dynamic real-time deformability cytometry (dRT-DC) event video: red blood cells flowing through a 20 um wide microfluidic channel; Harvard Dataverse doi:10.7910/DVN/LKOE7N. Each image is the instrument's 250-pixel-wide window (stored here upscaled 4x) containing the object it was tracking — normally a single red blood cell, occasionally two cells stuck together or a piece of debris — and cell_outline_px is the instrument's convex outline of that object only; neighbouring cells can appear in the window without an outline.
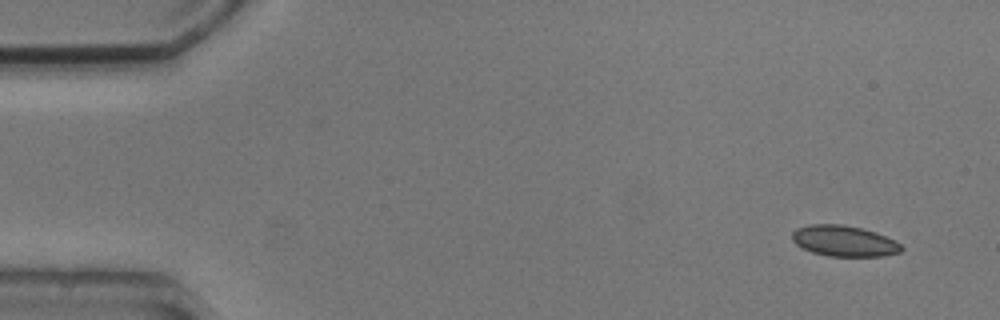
{"species": "common noctule bat (a hibernating species)", "species_latin": "Nyctalus noctula", "temperature_condition": "cold", "stored_images_in_passage": 4, "camera_frame_rate_fps": 3000, "um_per_image_px": 0.085, "animal": {"sex": "male", "body_mass_g": 20.5, "forearm_length_mm": 52.5}, "frame": {"image": 1, "passage_image": 1, "time_ms": 0.0, "image_size_px": [1000, 320], "cell_outline_px": [[904, 248], [900, 252], [884, 256], [828, 256], [812, 252], [796, 244], [792, 240], [792, 232], [796, 228], [808, 224], [840, 224], [860, 228], [876, 232], [896, 240]], "centroid_in_image_um": [71.75, 20.48], "position_along_channel_um": 13.2, "area_um2": 19.71}}
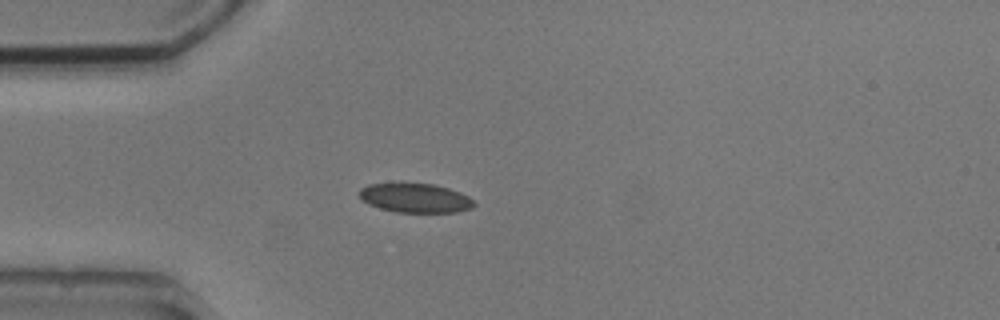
{"frame": {"image": 2, "passage_image": 3, "time_ms": 3.667, "image_size_px": [1000, 320], "cell_outline_px": [[476, 204], [472, 208], [456, 212], [396, 212], [380, 208], [368, 204], [360, 196], [360, 188], [368, 184], [436, 184], [460, 192], [468, 196]], "centroid_in_image_um": [35.32, 16.83], "position_along_channel_um": 49.7, "area_um2": 19.31}}